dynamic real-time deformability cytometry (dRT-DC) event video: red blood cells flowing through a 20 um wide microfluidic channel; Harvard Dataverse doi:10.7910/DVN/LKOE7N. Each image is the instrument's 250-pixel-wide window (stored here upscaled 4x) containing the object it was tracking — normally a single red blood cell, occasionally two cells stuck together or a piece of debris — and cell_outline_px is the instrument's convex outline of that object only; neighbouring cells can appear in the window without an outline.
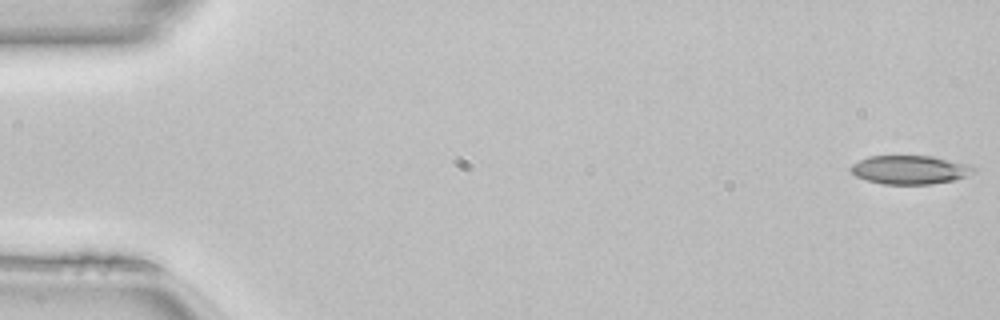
{"species": "common noctule bat (a hibernating species)", "species_latin": "Nyctalus noctula", "temperature_condition": "room temperature", "stored_images_in_passage": 12, "camera_frame_rate_fps": 3000, "um_per_image_px": 0.085, "animal": {"sex": "female", "body_mass_g": 22.7, "forearm_length_mm": 54.2}, "frame": {"image": 1, "passage_image": 1, "time_ms": 0.0, "image_size_px": [1000, 320], "cell_outline_px": [[976, 168], [972, 172], [964, 176], [952, 180], [932, 184], [884, 184], [868, 180], [856, 176], [848, 168], [852, 164], [868, 156], [932, 156], [968, 164]], "centroid_in_image_um": [77.3, 14.42], "position_along_channel_um": 7.7, "area_um2": 20.29}}